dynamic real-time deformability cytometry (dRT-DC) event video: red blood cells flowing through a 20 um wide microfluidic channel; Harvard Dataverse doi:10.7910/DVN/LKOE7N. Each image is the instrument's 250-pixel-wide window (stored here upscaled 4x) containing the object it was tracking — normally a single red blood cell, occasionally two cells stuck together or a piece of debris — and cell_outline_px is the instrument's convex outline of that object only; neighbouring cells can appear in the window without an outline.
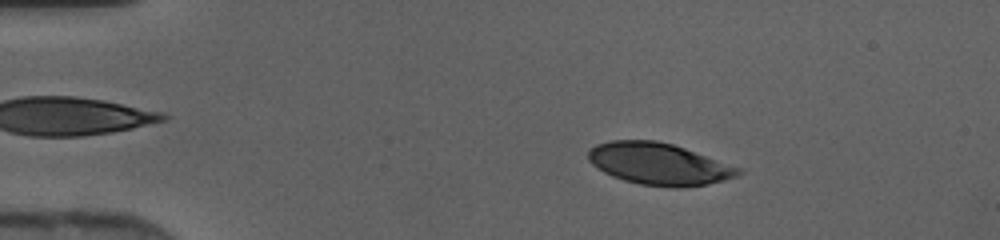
{"species": "human", "species_latin": "Homo sapiens", "temperature_condition": "cold", "stored_images_in_passage": 45, "camera_frame_rate_fps": 3000, "um_per_image_px": 0.085, "donor": {"sex": "female"}, "frame": {"image": 1, "passage_image": 7, "time_ms": 2.0, "image_size_px": [1000, 240], "cell_outline_px": [[744, 172], [736, 176], [724, 180], [708, 184], [680, 188], [672, 188], [640, 184], [624, 180], [612, 176], [604, 172], [592, 164], [588, 160], [588, 148], [596, 144], [612, 140], [656, 140], [672, 144], [744, 168]], "centroid_in_image_um": [56.03, 13.93], "position_along_channel_um": 29.0, "area_um2": 36.88}}
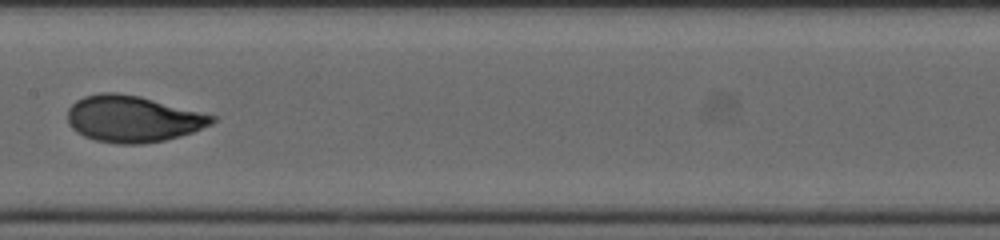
{"frame": {"image": 2, "passage_image": 23, "time_ms": 7.333, "image_size_px": [1000, 240], "cell_outline_px": [[216, 120], [212, 124], [192, 132], [180, 136], [164, 140], [140, 144], [120, 144], [96, 140], [84, 136], [76, 132], [72, 128], [68, 120], [68, 108], [76, 100], [84, 96], [100, 92], [116, 92], [140, 96], [216, 116]], "centroid_in_image_um": [11.27, 10.1], "position_along_channel_um": 196.1, "area_um2": 39.02}}
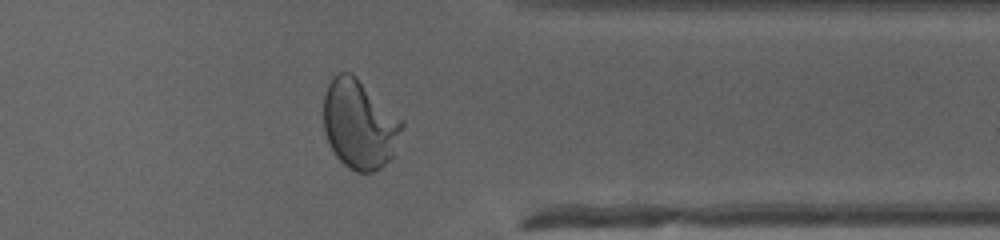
{"frame": {"image": 3, "passage_image": 36, "time_ms": 11.667, "image_size_px": [1000, 240], "cell_outline_px": [[404, 124], [392, 156], [380, 168], [372, 172], [356, 172], [348, 168], [336, 156], [324, 132], [324, 96], [328, 84], [332, 76], [340, 72], [348, 72], [356, 76], [404, 120]], "centroid_in_image_um": [30.55, 10.55], "position_along_channel_um": 380.8, "area_um2": 40.63}}